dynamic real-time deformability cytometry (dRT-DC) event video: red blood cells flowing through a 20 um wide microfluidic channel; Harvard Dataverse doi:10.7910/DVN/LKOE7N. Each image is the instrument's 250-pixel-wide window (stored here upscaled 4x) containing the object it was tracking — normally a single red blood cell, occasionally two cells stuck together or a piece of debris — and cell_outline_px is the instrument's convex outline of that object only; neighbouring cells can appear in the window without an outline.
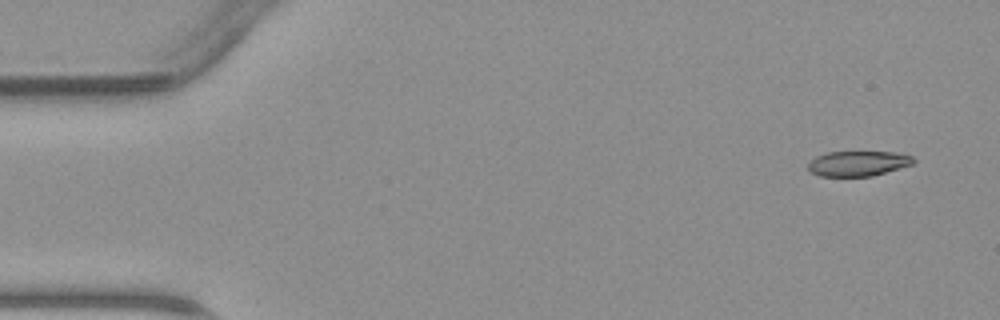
{"species": "common noctule bat (a hibernating species)", "species_latin": "Nyctalus noctula", "temperature_condition": "warm", "stored_images_in_passage": 45, "camera_frame_rate_fps": 3000, "um_per_image_px": 0.085, "animal": {"sex": "male", "body_mass_g": 23.1, "forearm_length_mm": 52.7}, "frame": {"image": 1, "passage_image": 1, "time_ms": 0.0, "image_size_px": [1000, 320], "cell_outline_px": [[916, 160], [912, 164], [872, 176], [820, 176], [812, 172], [808, 168], [808, 164], [816, 156], [828, 152], [892, 152], [912, 156]], "centroid_in_image_um": [72.93, 13.89], "position_along_channel_um": 12.1, "area_um2": 15.2}}
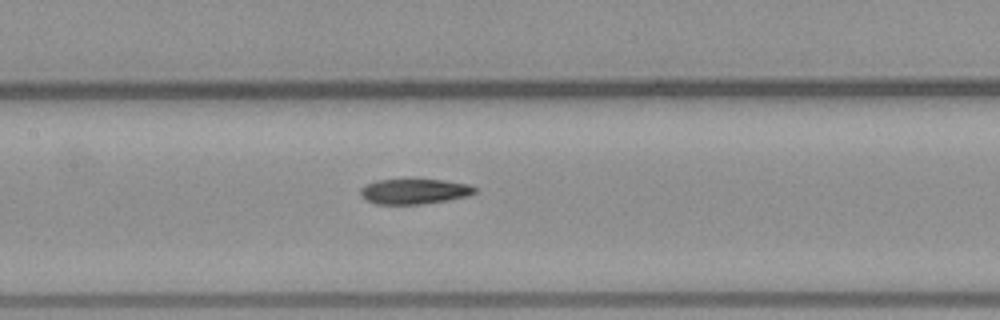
{"frame": {"image": 2, "passage_image": 20, "time_ms": 6.333, "image_size_px": [1000, 320], "cell_outline_px": [[476, 192], [468, 196], [448, 200], [424, 204], [376, 204], [364, 200], [360, 196], [360, 188], [376, 180], [444, 180], [468, 184], [476, 188]], "centroid_in_image_um": [35.2, 16.28], "position_along_channel_um": 172.2, "area_um2": 16.82}}
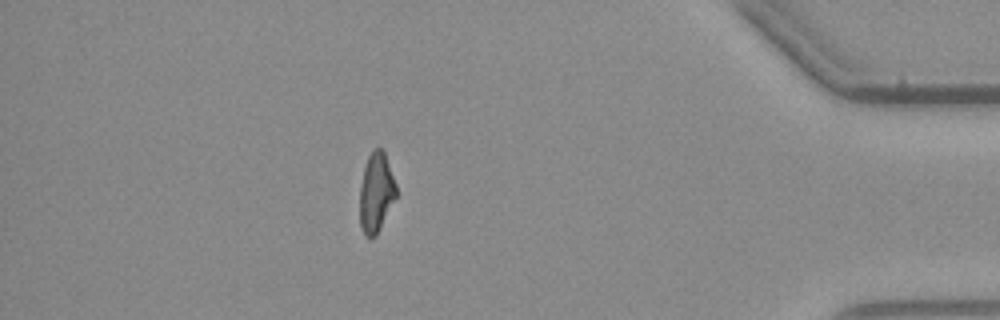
{"frame": {"image": 3, "passage_image": 39, "time_ms": 12.667, "image_size_px": [1000, 320], "cell_outline_px": [[396, 196], [376, 236], [364, 236], [360, 224], [360, 184], [364, 168], [368, 156], [372, 148], [380, 148], [384, 152], [396, 184]], "centroid_in_image_um": [31.95, 16.35], "position_along_channel_um": 403.2, "area_um2": 16.7}}